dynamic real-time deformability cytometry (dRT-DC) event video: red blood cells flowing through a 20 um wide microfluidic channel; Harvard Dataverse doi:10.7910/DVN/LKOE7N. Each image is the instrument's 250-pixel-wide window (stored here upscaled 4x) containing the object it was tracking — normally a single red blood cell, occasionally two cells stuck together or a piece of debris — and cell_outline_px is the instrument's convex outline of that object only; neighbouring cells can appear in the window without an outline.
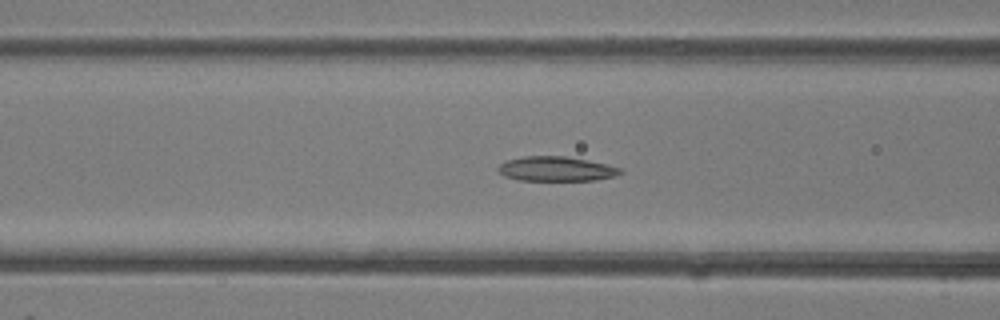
{"species": "common noctule bat (a hibernating species)", "species_latin": "Nyctalus noctula", "temperature_condition": "room temperature", "stored_images_in_passage": 40, "camera_frame_rate_fps": 3000, "um_per_image_px": 0.085, "animal": {"sex": "female"}, "frame": {"image": 1, "passage_image": 15, "time_ms": 4.667, "image_size_px": [1000, 320], "cell_outline_px": [[624, 172], [616, 176], [596, 180], [516, 180], [504, 176], [496, 168], [500, 164], [508, 160], [524, 156], [564, 156], [588, 160], [608, 164], [624, 168]], "centroid_in_image_um": [47.33, 14.35], "position_along_channel_um": 119.3, "area_um2": 17.69}}
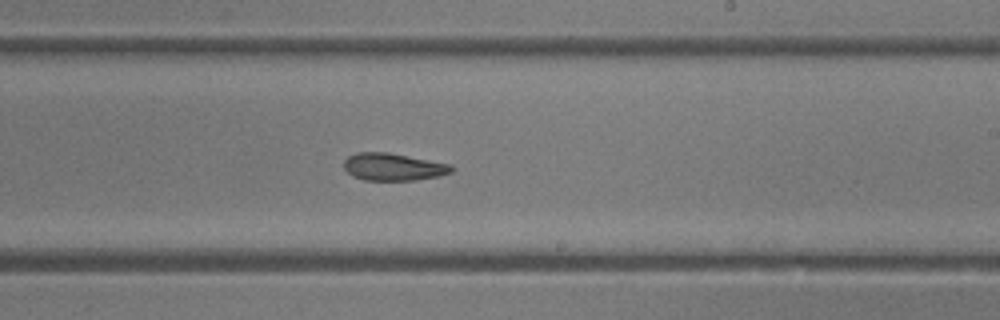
{"frame": {"image": 2, "passage_image": 23, "time_ms": 7.333, "image_size_px": [1000, 320], "cell_outline_px": [[456, 168], [452, 172], [440, 176], [416, 180], [364, 180], [352, 176], [344, 168], [344, 160], [348, 156], [356, 152], [388, 152], [452, 164]], "centroid_in_image_um": [33.46, 14.18], "position_along_channel_um": 255.5, "area_um2": 17.4}}
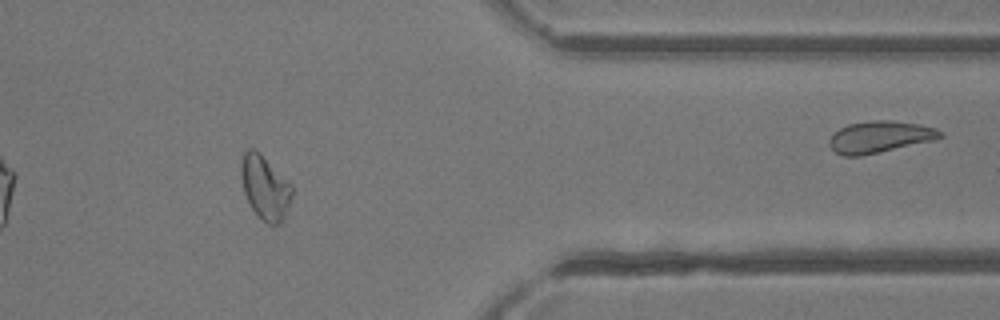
{"frame": {"image": 3, "passage_image": 32, "time_ms": 10.333, "image_size_px": [1000, 320], "cell_outline_px": [[292, 196], [288, 208], [280, 224], [268, 224], [252, 208], [244, 192], [240, 172], [240, 164], [244, 148], [252, 148], [260, 152], [292, 184]], "centroid_in_image_um": [22.52, 15.87], "position_along_channel_um": 388.9, "area_um2": 18.96}}